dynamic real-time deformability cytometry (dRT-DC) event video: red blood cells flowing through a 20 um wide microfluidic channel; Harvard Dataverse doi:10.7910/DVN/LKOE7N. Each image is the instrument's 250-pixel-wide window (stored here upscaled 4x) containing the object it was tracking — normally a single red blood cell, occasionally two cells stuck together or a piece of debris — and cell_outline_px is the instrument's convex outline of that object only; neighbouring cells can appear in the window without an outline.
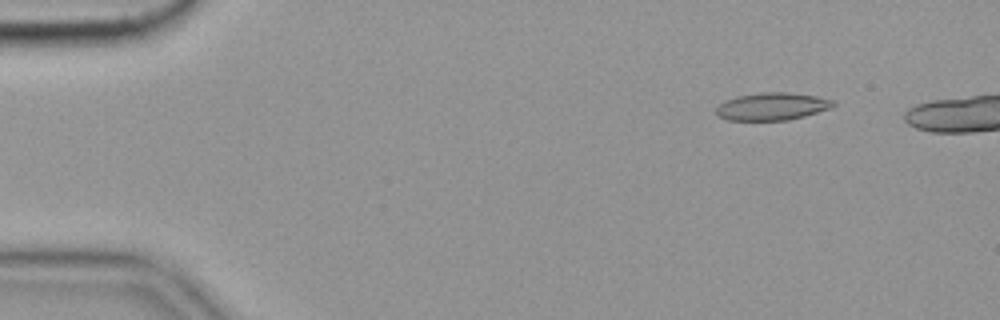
{"species": "common noctule bat (a hibernating species)", "species_latin": "Nyctalus noctula", "temperature_condition": "cold", "stored_images_in_passage": 11, "camera_frame_rate_fps": 3000, "um_per_image_px": 0.085, "animal": {"sex": "female", "body_mass_g": 19.9}, "frame": {"image": 1, "passage_image": 7, "time_ms": 2.0, "image_size_px": [1000, 320], "cell_outline_px": [[836, 104], [832, 108], [804, 116], [788, 120], [728, 120], [716, 116], [716, 108], [724, 100], [736, 96], [760, 92], [784, 92], [816, 96], [836, 100]], "centroid_in_image_um": [65.63, 9.04], "position_along_channel_um": 19.4, "area_um2": 18.96}}